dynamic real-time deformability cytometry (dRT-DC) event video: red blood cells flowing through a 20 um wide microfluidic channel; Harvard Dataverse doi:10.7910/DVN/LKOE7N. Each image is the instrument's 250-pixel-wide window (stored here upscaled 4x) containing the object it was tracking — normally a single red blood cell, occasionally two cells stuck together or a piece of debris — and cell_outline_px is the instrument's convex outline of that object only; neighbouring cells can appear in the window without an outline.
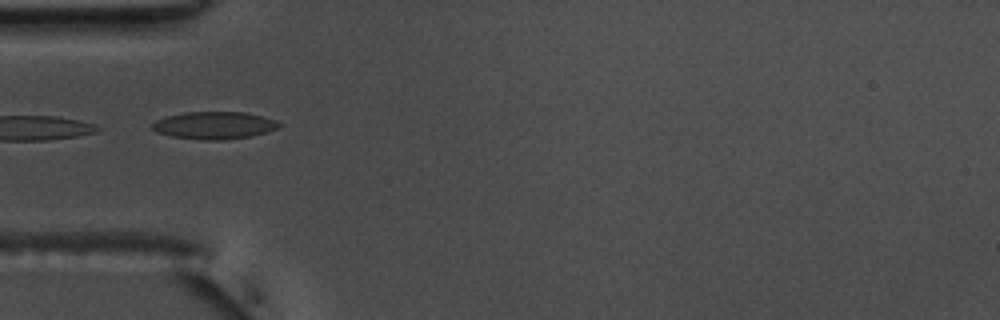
{"species": "common noctule bat (a hibernating species)", "species_latin": "Nyctalus noctula", "temperature_condition": "warm", "stored_images_in_passage": 9, "camera_frame_rate_fps": 3000, "um_per_image_px": 0.085, "animal": {"sex": "male", "body_mass_g": 17.5, "forearm_length_mm": 52.3}, "frame": {"image": 1, "passage_image": 1, "time_ms": 0.0, "image_size_px": [1000, 320], "cell_outline_px": [[280, 128], [268, 132], [252, 136], [220, 140], [204, 140], [172, 136], [156, 132], [152, 128], [152, 124], [156, 120], [168, 116], [184, 112], [244, 112], [264, 116], [276, 120], [280, 124]], "centroid_in_image_um": [18.25, 10.65], "position_along_channel_um": 66.7, "area_um2": 20.29}}